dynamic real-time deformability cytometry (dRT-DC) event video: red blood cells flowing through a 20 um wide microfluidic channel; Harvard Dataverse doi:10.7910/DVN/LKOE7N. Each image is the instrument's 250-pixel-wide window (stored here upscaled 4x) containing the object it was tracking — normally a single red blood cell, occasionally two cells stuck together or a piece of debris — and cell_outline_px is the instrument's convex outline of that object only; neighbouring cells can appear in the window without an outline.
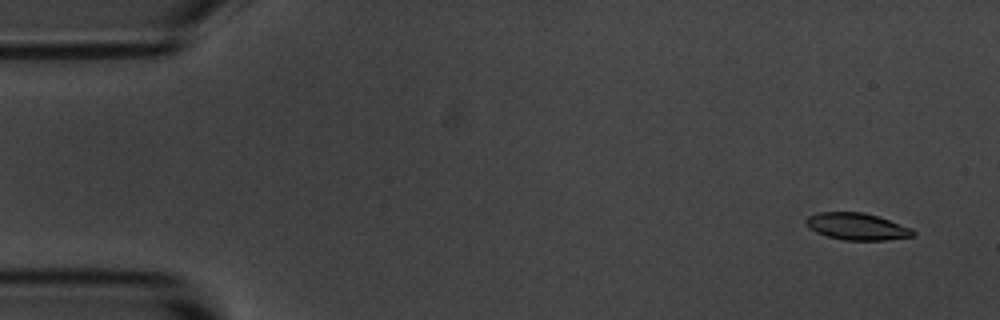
{"species": "common noctule bat (a hibernating species)", "species_latin": "Nyctalus noctula", "temperature_condition": "room temperature", "stored_images_in_passage": 4, "camera_frame_rate_fps": 3000, "um_per_image_px": 0.085, "animal": {"sex": "male", "body_mass_g": 20.1, "forearm_length_mm": 53.5}, "frame": {"image": 1, "passage_image": 1, "time_ms": 0.0, "image_size_px": [1000, 320], "cell_outline_px": [[916, 232], [912, 236], [884, 240], [844, 240], [828, 236], [816, 232], [808, 228], [804, 220], [808, 216], [820, 212], [864, 212], [912, 228]], "centroid_in_image_um": [72.81, 19.25], "position_along_channel_um": 12.2, "area_um2": 16.65}}
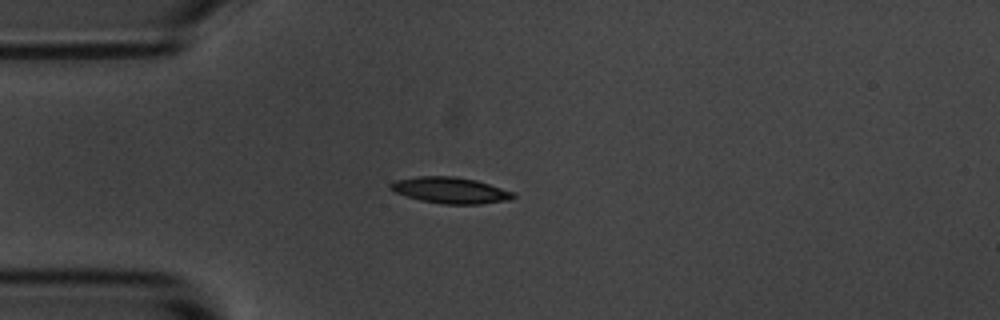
{"frame": {"image": 2, "passage_image": 4, "time_ms": 1.0, "image_size_px": [1000, 320], "cell_outline_px": [[516, 196], [512, 200], [480, 204], [444, 204], [420, 200], [396, 192], [388, 188], [388, 184], [396, 180], [416, 176], [452, 176], [476, 180], [516, 192]], "centroid_in_image_um": [38.32, 16.17], "position_along_channel_um": 46.7, "area_um2": 18.84}}